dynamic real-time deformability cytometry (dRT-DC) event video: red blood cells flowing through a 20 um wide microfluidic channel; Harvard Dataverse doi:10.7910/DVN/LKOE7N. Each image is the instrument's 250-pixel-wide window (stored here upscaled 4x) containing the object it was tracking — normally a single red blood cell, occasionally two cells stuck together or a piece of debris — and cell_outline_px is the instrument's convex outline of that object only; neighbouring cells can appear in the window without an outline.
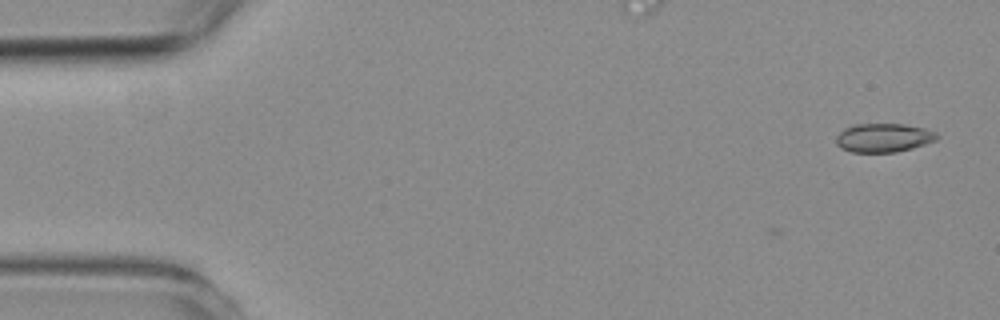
{"species": "common noctule bat (a hibernating species)", "species_latin": "Nyctalus noctula", "temperature_condition": "room temperature", "stored_images_in_passage": 5, "camera_frame_rate_fps": 3000, "um_per_image_px": 0.085, "animal": {"sex": "female", "body_mass_g": 19.3, "forearm_length_mm": 54.1}, "frame": {"image": 1, "passage_image": 1, "time_ms": 0.0, "image_size_px": [1000, 320], "cell_outline_px": [[940, 136], [936, 140], [912, 148], [896, 152], [852, 152], [840, 148], [836, 144], [836, 136], [844, 128], [852, 124], [904, 124], [924, 128], [936, 132]], "centroid_in_image_um": [75.09, 11.7], "position_along_channel_um": 9.9, "area_um2": 16.99}}